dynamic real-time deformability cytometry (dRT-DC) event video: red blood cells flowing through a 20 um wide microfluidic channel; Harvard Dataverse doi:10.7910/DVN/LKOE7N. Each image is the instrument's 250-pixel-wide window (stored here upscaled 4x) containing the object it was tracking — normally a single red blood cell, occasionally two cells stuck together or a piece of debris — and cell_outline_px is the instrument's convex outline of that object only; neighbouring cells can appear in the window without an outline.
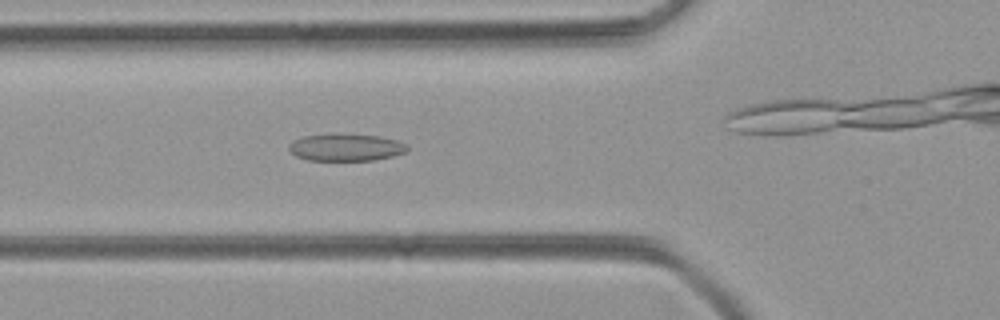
{"species": "common noctule bat (a hibernating species)", "species_latin": "Nyctalus noctula", "temperature_condition": "room temperature", "stored_images_in_passage": 40, "camera_frame_rate_fps": 3000, "um_per_image_px": 0.085, "animal": {"sex": "female", "body_mass_g": 21.9}, "frame": {"image": 1, "passage_image": 18, "time_ms": 5.667, "image_size_px": [1000, 320], "cell_outline_px": [[408, 148], [404, 152], [392, 156], [372, 160], [308, 160], [296, 156], [288, 148], [288, 144], [304, 136], [380, 136], [396, 140], [408, 144]], "centroid_in_image_um": [29.43, 12.56], "position_along_channel_um": 96.4, "area_um2": 17.86}}
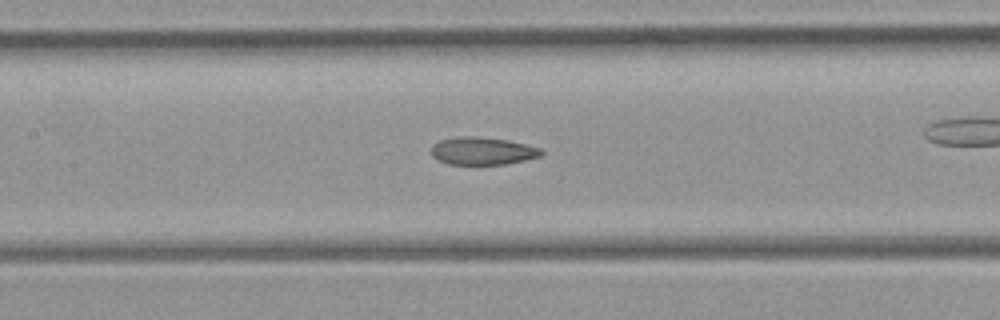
{"frame": {"image": 2, "passage_image": 23, "time_ms": 7.333, "image_size_px": [1000, 320], "cell_outline_px": [[544, 152], [540, 156], [524, 160], [504, 164], [448, 164], [432, 156], [432, 148], [440, 140], [456, 136], [472, 136], [508, 140], [540, 148]], "centroid_in_image_um": [41.02, 12.83], "position_along_channel_um": 166.4, "area_um2": 17.46}}
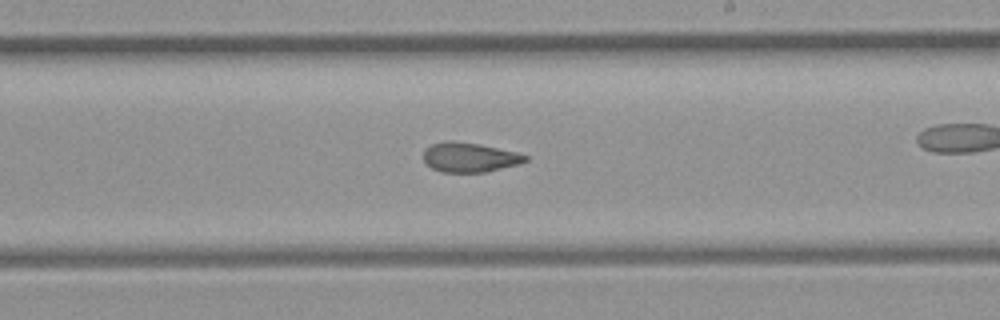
{"frame": {"image": 3, "passage_image": 29, "time_ms": 9.333, "image_size_px": [1000, 320], "cell_outline_px": [[528, 160], [520, 164], [484, 172], [440, 172], [424, 164], [424, 148], [432, 144], [444, 140], [452, 140], [480, 144], [516, 152], [528, 156]], "centroid_in_image_um": [39.88, 13.36], "position_along_channel_um": 249.1, "area_um2": 17.74}}